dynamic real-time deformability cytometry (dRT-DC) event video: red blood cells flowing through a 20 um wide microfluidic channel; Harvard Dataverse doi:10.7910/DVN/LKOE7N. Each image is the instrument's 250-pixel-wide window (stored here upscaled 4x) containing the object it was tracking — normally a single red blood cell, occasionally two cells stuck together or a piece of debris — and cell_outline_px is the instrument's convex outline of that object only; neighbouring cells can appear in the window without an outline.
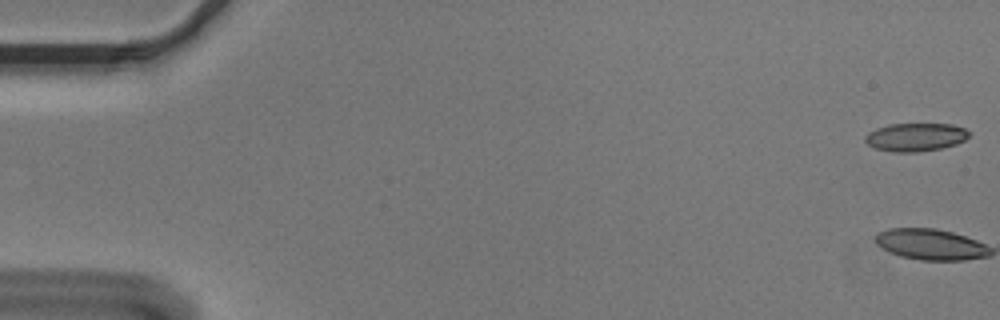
{"species": "Egyptian fruit bat (a non-hibernating species)", "species_latin": "Rousettus aegyptiacus", "temperature_condition": "cold", "stored_images_in_passage": 5, "camera_frame_rate_fps": 3000, "um_per_image_px": 0.085, "animal": {"sex": "male"}, "frame": {"image": 1, "passage_image": 1, "time_ms": 0.0, "image_size_px": [1000, 320], "cell_outline_px": [[972, 132], [964, 140], [956, 144], [940, 148], [916, 152], [896, 152], [876, 148], [868, 144], [864, 140], [864, 136], [868, 132], [876, 128], [888, 124], [952, 124], [964, 128]], "centroid_in_image_um": [77.82, 11.64], "position_along_channel_um": 7.2, "area_um2": 17.05}}